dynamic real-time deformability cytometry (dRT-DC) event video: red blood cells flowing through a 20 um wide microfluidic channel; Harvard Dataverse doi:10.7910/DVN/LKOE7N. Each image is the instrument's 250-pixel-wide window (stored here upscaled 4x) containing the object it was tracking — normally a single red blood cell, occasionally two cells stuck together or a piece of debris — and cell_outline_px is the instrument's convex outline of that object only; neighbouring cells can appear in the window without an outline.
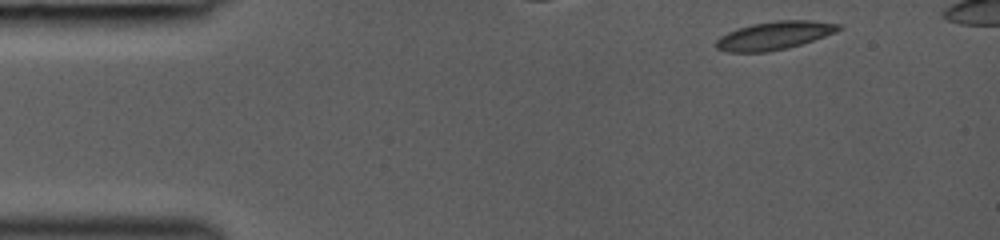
{"species": "common noctule bat (a hibernating species)", "species_latin": "Nyctalus noctula", "temperature_condition": "room temperature", "stored_images_in_passage": 17, "camera_frame_rate_fps": 3000, "um_per_image_px": 0.085, "animal": {"sex": "female", "body_mass_g": 19.0, "forearm_length_mm": 53.3}, "frame": {"image": 1, "passage_image": 1, "time_ms": 0.0, "image_size_px": [1000, 240], "cell_outline_px": [[844, 28], [836, 32], [788, 48], [768, 52], [728, 52], [716, 48], [716, 40], [720, 36], [736, 28], [752, 24], [776, 20], [808, 20], [840, 24]], "centroid_in_image_um": [65.8, 3.01], "position_along_channel_um": 19.2, "area_um2": 20.11}}